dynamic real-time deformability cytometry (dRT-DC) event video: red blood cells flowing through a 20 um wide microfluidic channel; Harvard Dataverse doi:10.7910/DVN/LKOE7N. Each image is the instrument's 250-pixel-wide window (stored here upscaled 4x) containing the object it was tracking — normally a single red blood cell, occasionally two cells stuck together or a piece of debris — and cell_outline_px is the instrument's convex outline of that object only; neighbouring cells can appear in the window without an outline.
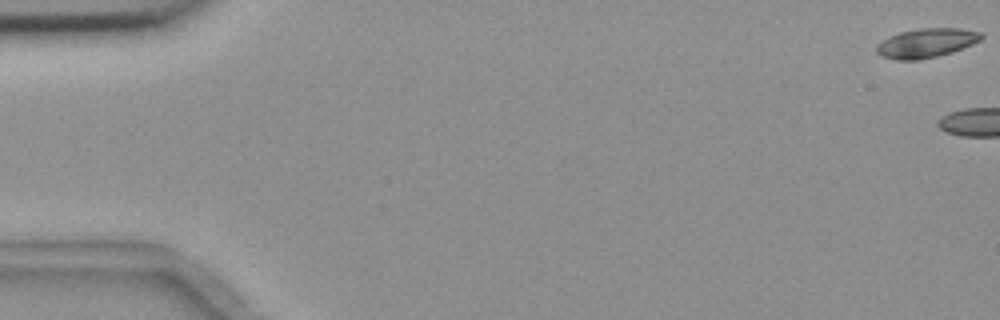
{"species": "common noctule bat (a hibernating species)", "species_latin": "Nyctalus noctula", "temperature_condition": "room temperature", "stored_images_in_passage": 5, "camera_frame_rate_fps": 3000, "um_per_image_px": 0.085, "animal": {"sex": "female", "body_mass_g": 18.4}, "frame": {"image": 1, "passage_image": 1, "time_ms": 0.0, "image_size_px": [1000, 320], "cell_outline_px": [[984, 36], [980, 40], [972, 44], [952, 52], [920, 60], [896, 60], [880, 56], [876, 52], [876, 44], [888, 36], [900, 32], [920, 28], [960, 28], [980, 32]], "centroid_in_image_um": [78.7, 3.66], "position_along_channel_um": 6.3, "area_um2": 17.92}}